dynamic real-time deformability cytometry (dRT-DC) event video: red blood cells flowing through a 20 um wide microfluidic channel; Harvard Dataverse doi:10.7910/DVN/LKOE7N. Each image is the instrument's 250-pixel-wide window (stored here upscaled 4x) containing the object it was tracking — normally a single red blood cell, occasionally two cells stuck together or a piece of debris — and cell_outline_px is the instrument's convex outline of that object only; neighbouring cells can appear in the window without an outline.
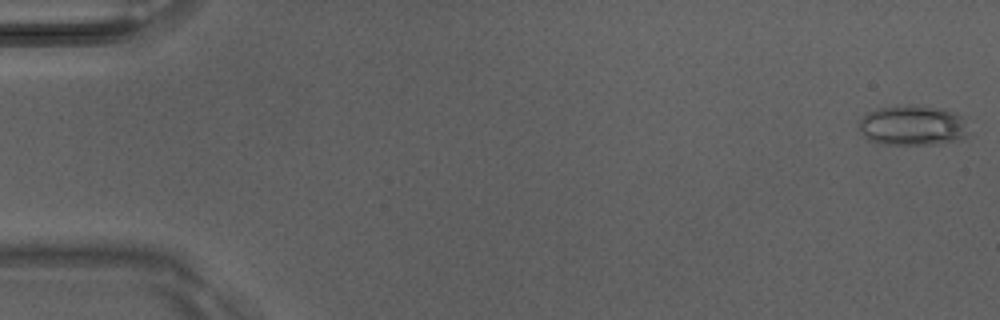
{"species": "Egyptian fruit bat (a non-hibernating species)", "species_latin": "Rousettus aegyptiacus", "temperature_condition": "room temperature", "stored_images_in_passage": 4, "camera_frame_rate_fps": 3000, "um_per_image_px": 0.085, "animal": {"sex": "male"}, "frame": {"image": 1, "passage_image": 1, "time_ms": 0.0, "image_size_px": [1000, 320], "cell_outline_px": [[972, 132], [964, 140], [936, 144], [880, 144], [868, 140], [864, 136], [860, 128], [860, 120], [868, 112], [876, 108], [896, 104], [916, 104], [944, 108], [960, 116]], "centroid_in_image_um": [77.62, 10.65], "position_along_channel_um": 7.4, "area_um2": 26.41}}